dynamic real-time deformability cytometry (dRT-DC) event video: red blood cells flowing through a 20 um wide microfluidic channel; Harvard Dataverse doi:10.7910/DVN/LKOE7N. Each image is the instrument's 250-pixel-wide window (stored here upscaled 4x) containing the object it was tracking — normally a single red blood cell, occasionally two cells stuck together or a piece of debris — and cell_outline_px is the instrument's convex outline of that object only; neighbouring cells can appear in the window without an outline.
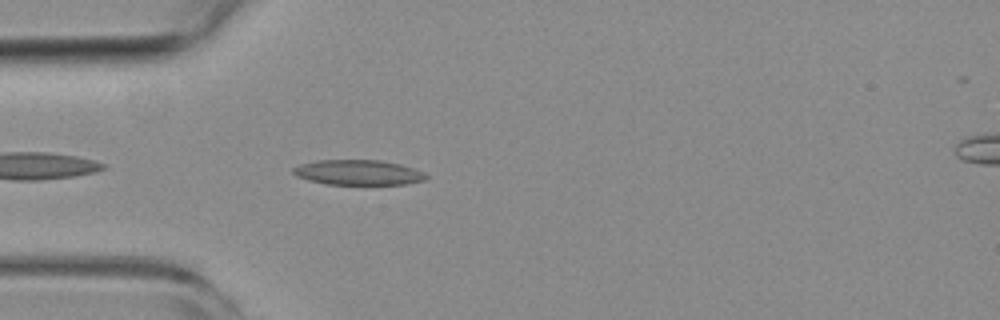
{"species": "common noctule bat (a hibernating species)", "species_latin": "Nyctalus noctula", "temperature_condition": "room temperature", "stored_images_in_passage": 7, "camera_frame_rate_fps": 3000, "um_per_image_px": 0.085, "animal": {"sex": "female", "body_mass_g": 19.3, "forearm_length_mm": 54.1}, "frame": {"image": 1, "passage_image": 3, "time_ms": 0.667, "image_size_px": [1000, 320], "cell_outline_px": [[428, 176], [424, 180], [408, 184], [324, 184], [308, 180], [296, 176], [292, 172], [292, 168], [300, 164], [316, 160], [380, 160], [400, 164], [424, 172]], "centroid_in_image_um": [30.42, 14.66], "position_along_channel_um": 54.6, "area_um2": 19.48}}
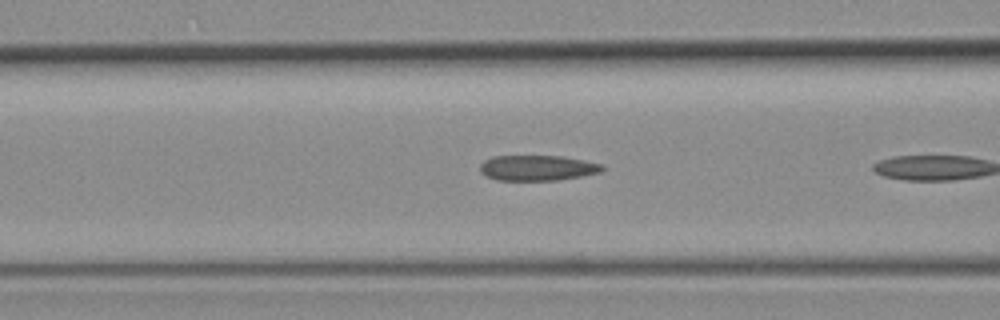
{"frame": {"image": 2, "passage_image": 6, "time_ms": 1.667, "image_size_px": [1000, 320], "cell_outline_px": [[604, 168], [600, 172], [580, 176], [556, 180], [496, 180], [480, 172], [480, 164], [484, 160], [492, 156], [560, 156], [584, 160], [604, 164]], "centroid_in_image_um": [45.67, 14.26], "position_along_channel_um": 120.9, "area_um2": 18.03}}